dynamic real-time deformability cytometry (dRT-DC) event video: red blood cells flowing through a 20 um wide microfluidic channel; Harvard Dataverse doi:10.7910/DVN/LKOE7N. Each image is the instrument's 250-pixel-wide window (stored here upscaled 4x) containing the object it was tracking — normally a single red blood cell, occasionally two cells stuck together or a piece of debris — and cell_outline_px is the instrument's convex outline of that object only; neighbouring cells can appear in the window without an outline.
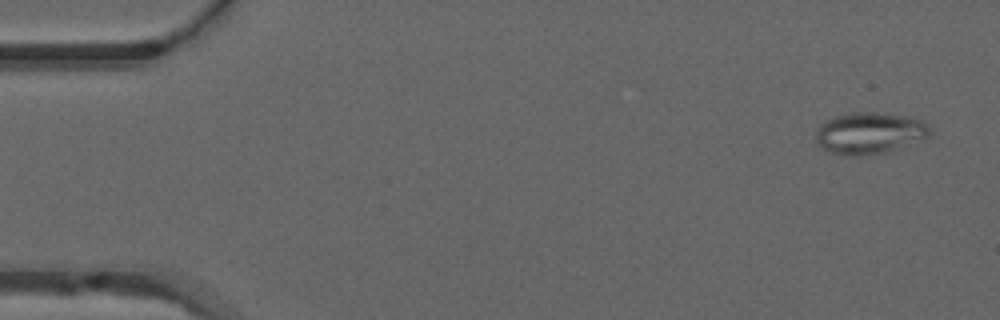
{"species": "common noctule bat (a hibernating species)", "species_latin": "Nyctalus noctula", "temperature_condition": "warm", "stored_images_in_passage": 52, "camera_frame_rate_fps": 3000, "um_per_image_px": 0.085, "animal": {"sex": "male", "forearm_length_mm": 52.5}, "frame": {"image": 1, "passage_image": 3, "time_ms": 0.667, "image_size_px": [1000, 320], "cell_outline_px": [[932, 132], [928, 136], [884, 152], [868, 156], [848, 156], [828, 152], [816, 140], [816, 128], [820, 124], [836, 116], [848, 112], [876, 112], [908, 116], [924, 120]], "centroid_in_image_um": [73.88, 11.3], "position_along_channel_um": 11.1, "area_um2": 27.57}}
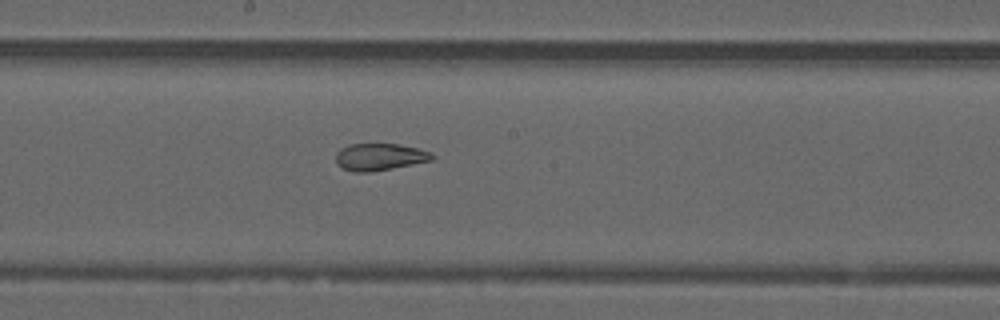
{"frame": {"image": 2, "passage_image": 28, "time_ms": 9.0, "image_size_px": [1000, 320], "cell_outline_px": [[436, 156], [432, 160], [372, 172], [352, 172], [336, 164], [336, 152], [340, 148], [348, 144], [400, 144], [432, 152]], "centroid_in_image_um": [32.25, 13.33], "position_along_channel_um": 215.9, "area_um2": 15.26}}
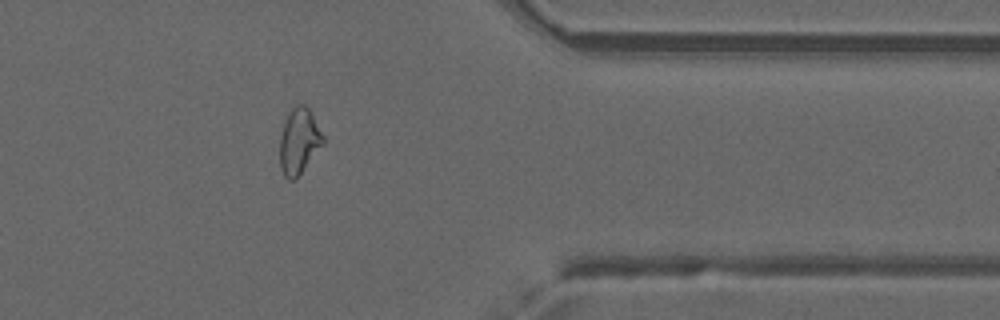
{"frame": {"image": 3, "passage_image": 42, "time_ms": 13.667, "image_size_px": [1000, 320], "cell_outline_px": [[324, 144], [296, 180], [288, 180], [284, 176], [280, 168], [280, 136], [288, 112], [296, 104], [304, 104], [308, 108], [324, 136]], "centroid_in_image_um": [25.42, 12.04], "position_along_channel_um": 386.0, "area_um2": 16.7}, "authors_computed_cell_mechanics": {"area_um2": 19.0451, "velocity_mm_per_s": 3.9909, "shape_relaxation_time_tau1_ms": null, "shape_relaxation_time_tau2_ms": 1.5694, "deformation_change_tau1": null, "deformation_change_tau2": 0.0957}}